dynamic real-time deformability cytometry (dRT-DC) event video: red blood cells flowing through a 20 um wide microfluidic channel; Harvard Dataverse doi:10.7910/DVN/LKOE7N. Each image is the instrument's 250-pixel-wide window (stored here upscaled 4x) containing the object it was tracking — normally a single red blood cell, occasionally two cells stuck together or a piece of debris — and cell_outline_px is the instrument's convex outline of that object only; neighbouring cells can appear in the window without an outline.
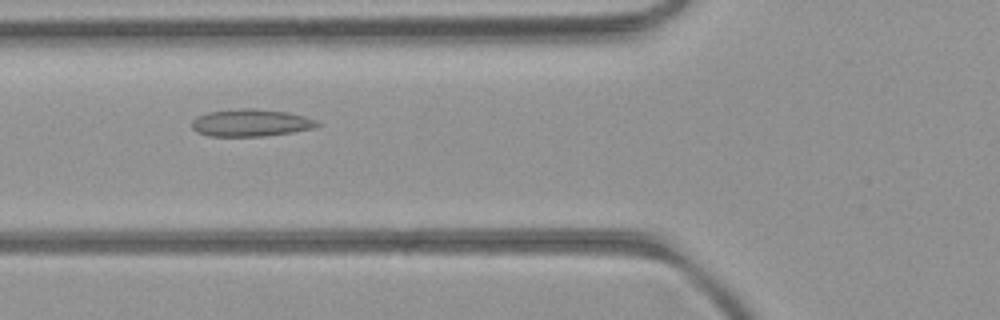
{"species": "common noctule bat (a hibernating species)", "species_latin": "Nyctalus noctula", "temperature_condition": "room temperature", "stored_images_in_passage": 25, "camera_frame_rate_fps": 3000, "um_per_image_px": 0.085, "animal": {"sex": "female", "body_mass_g": 21.9}, "frame": {"image": 1, "passage_image": 3, "time_ms": 0.667, "image_size_px": [1000, 320], "cell_outline_px": [[320, 124], [312, 128], [292, 132], [260, 136], [208, 136], [196, 132], [192, 128], [192, 120], [196, 116], [208, 112], [240, 108], [252, 108], [288, 112], [304, 116], [316, 120]], "centroid_in_image_um": [21.27, 10.43], "position_along_channel_um": 104.5, "area_um2": 19.88}}
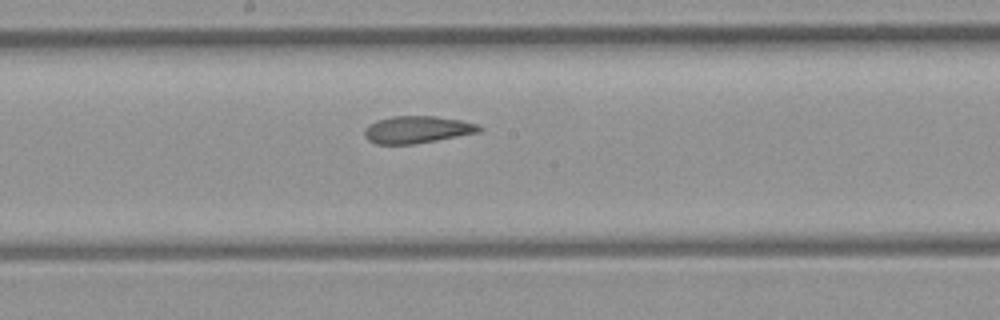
{"frame": {"image": 2, "passage_image": 11, "time_ms": 3.333, "image_size_px": [1000, 320], "cell_outline_px": [[484, 128], [480, 132], [436, 140], [412, 144], [376, 144], [368, 140], [364, 136], [364, 128], [368, 124], [376, 120], [392, 116], [436, 116], [460, 120], [476, 124]], "centroid_in_image_um": [35.42, 11.01], "position_along_channel_um": 212.8, "area_um2": 18.21}}
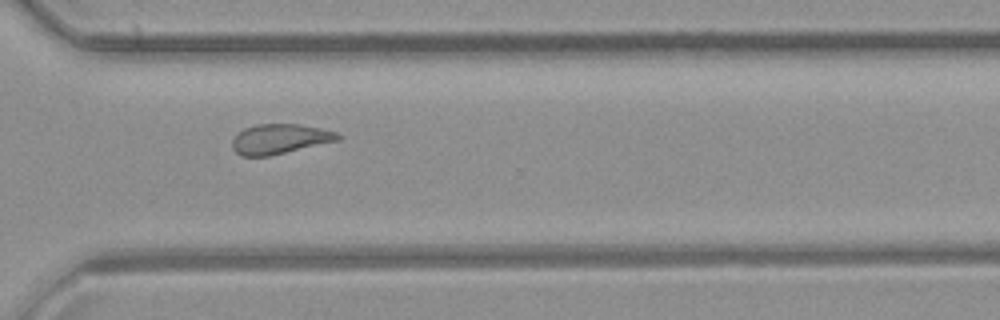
{"frame": {"image": 3, "passage_image": 21, "time_ms": 6.667, "image_size_px": [1000, 320], "cell_outline_px": [[340, 140], [268, 156], [240, 156], [232, 148], [232, 140], [236, 132], [244, 128], [256, 124], [300, 124], [320, 128], [336, 132], [340, 136]], "centroid_in_image_um": [23.73, 11.8], "position_along_channel_um": 346.9, "area_um2": 18.44}}